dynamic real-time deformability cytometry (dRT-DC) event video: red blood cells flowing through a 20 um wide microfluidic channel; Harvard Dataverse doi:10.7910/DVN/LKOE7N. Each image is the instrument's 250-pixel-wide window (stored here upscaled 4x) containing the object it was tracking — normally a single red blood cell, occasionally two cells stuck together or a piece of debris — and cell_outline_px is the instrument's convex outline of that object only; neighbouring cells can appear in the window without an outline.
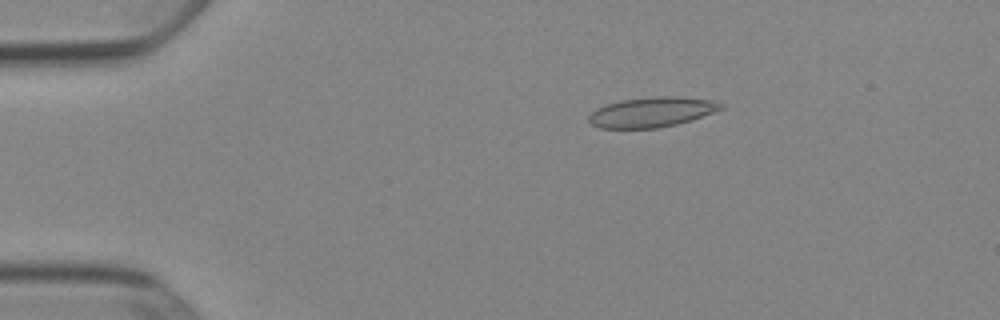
{"species": "Egyptian fruit bat (a non-hibernating species)", "species_latin": "Rousettus aegyptiacus", "temperature_condition": "cold", "stored_images_in_passage": 52, "camera_frame_rate_fps": 3000, "um_per_image_px": 0.085, "animal": {"sex": "female"}, "frame": {"image": 1, "passage_image": 10, "time_ms": 3.0, "image_size_px": [1000, 320], "cell_outline_px": [[724, 108], [692, 120], [676, 124], [656, 128], [600, 128], [592, 124], [588, 120], [588, 116], [596, 108], [620, 100], [660, 96], [680, 96], [712, 100], [724, 104]], "centroid_in_image_um": [55.42, 9.52], "position_along_channel_um": 29.6, "area_um2": 23.06}}
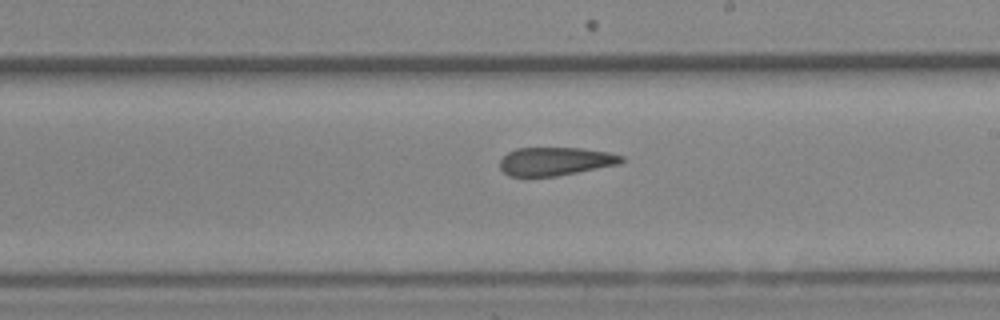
{"frame": {"image": 2, "passage_image": 31, "time_ms": 10.0, "image_size_px": [1000, 320], "cell_outline_px": [[624, 160], [620, 164], [556, 176], [508, 176], [500, 168], [500, 160], [508, 152], [516, 148], [580, 148], [608, 152], [624, 156]], "centroid_in_image_um": [47.21, 13.71], "position_along_channel_um": 241.8, "area_um2": 20.0}}
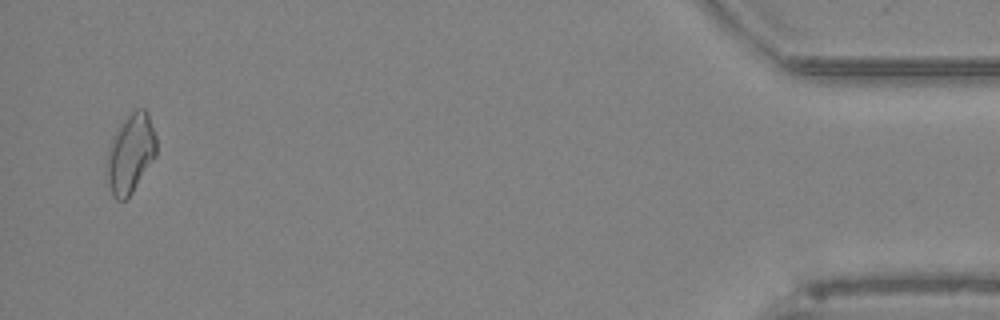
{"frame": {"image": 3, "passage_image": 51, "time_ms": 16.667, "image_size_px": [1000, 320], "cell_outline_px": [[156, 156], [132, 192], [124, 200], [116, 200], [112, 196], [108, 180], [108, 148], [112, 136], [116, 128], [136, 108], [144, 108], [148, 112], [156, 136]], "centroid_in_image_um": [11.11, 13.01], "position_along_channel_um": 424.1, "area_um2": 22.66}, "authors_computed_cell_mechanics": {"area_um2": 21.7328, "velocity_mm_per_s": 3.9086, "shape_relaxation_time_tau1_ms": null, "shape_relaxation_time_tau2_ms": 4.0941, "deformation_change_tau1": null, "deformation_change_tau2": 0.1187}}